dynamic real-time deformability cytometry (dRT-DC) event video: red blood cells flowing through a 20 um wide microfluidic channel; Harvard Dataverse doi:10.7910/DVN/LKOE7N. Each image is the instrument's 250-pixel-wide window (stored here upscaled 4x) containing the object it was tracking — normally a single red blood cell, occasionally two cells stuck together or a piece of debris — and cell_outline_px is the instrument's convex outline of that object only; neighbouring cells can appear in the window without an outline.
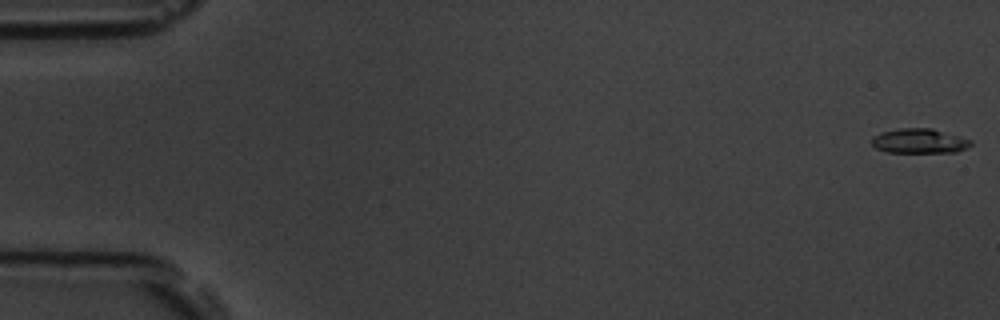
{"species": "common noctule bat (a hibernating species)", "species_latin": "Nyctalus noctula", "temperature_condition": "room temperature", "stored_images_in_passage": 6, "camera_frame_rate_fps": 3000, "um_per_image_px": 0.085, "animal": {"sex": "male", "body_mass_g": 19.5, "forearm_length_mm": 54.6}, "frame": {"image": 1, "passage_image": 1, "time_ms": 0.0, "image_size_px": [1000, 320], "cell_outline_px": [[972, 144], [956, 152], [888, 152], [876, 148], [872, 144], [872, 136], [880, 132], [900, 128], [932, 128], [972, 140]], "centroid_in_image_um": [78.12, 11.97], "position_along_channel_um": 6.9, "area_um2": 14.16}}
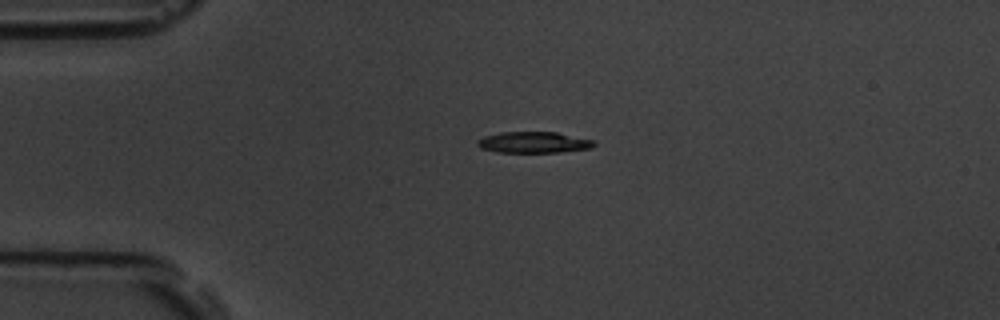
{"frame": {"image": 2, "passage_image": 4, "time_ms": 4.333, "image_size_px": [1000, 320], "cell_outline_px": [[596, 144], [592, 148], [560, 152], [496, 152], [480, 148], [476, 144], [476, 140], [484, 136], [500, 132], [556, 132], [596, 140]], "centroid_in_image_um": [45.37, 12.1], "position_along_channel_um": 39.6, "area_um2": 14.57}}
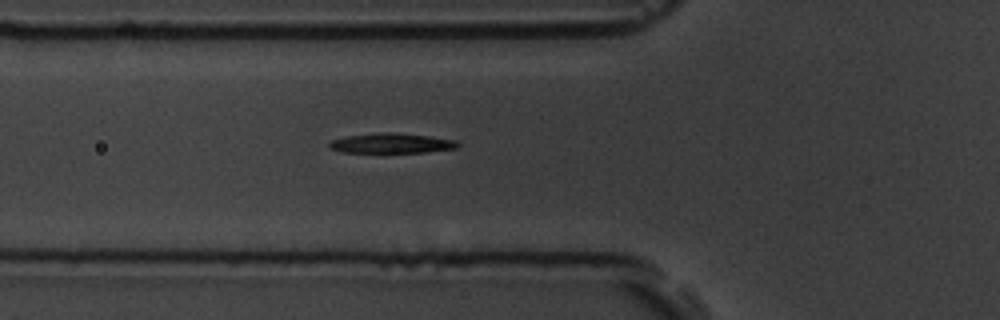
{"frame": {"image": 3, "passage_image": 6, "time_ms": 6.667, "image_size_px": [1000, 320], "cell_outline_px": [[460, 144], [456, 148], [428, 152], [388, 156], [344, 152], [328, 148], [328, 144], [332, 140], [344, 136], [392, 132], [428, 136], [456, 140]], "centroid_in_image_um": [33.25, 12.24], "position_along_channel_um": 92.6, "area_um2": 15.95}}